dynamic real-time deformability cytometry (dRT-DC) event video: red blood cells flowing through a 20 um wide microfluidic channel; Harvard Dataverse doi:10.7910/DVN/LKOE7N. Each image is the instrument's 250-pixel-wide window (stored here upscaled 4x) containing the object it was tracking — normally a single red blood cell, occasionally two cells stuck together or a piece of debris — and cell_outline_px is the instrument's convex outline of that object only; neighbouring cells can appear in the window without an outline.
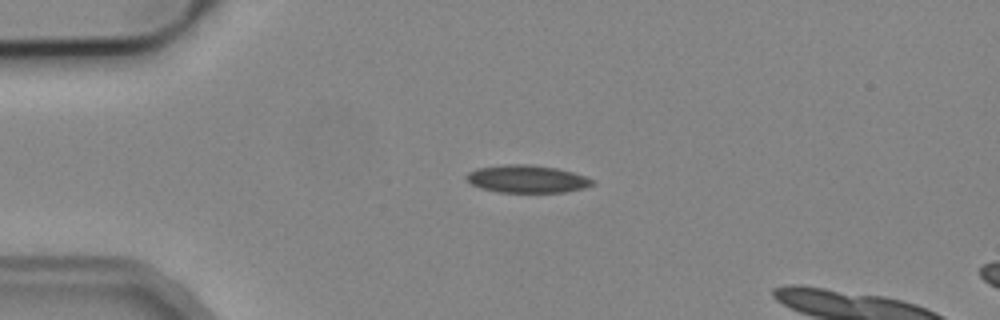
{"species": "common noctule bat (a hibernating species)", "species_latin": "Nyctalus noctula", "temperature_condition": "cold", "stored_images_in_passage": 3, "camera_frame_rate_fps": 3000, "um_per_image_px": 0.085, "animal": {"sex": "male", "body_mass_g": 19.2, "forearm_length_mm": 51.8}, "frame": {"image": 1, "passage_image": 1, "time_ms": 0.0, "image_size_px": [1000, 320], "cell_outline_px": [[596, 184], [584, 188], [564, 192], [496, 192], [480, 188], [472, 184], [464, 176], [468, 172], [476, 168], [504, 164], [528, 164], [556, 168], [572, 172], [596, 180]], "centroid_in_image_um": [44.79, 15.21], "position_along_channel_um": 40.2, "area_um2": 20.4}}